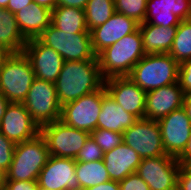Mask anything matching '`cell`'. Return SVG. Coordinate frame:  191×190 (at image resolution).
<instances>
[{
    "mask_svg": "<svg viewBox=\"0 0 191 190\" xmlns=\"http://www.w3.org/2000/svg\"><path fill=\"white\" fill-rule=\"evenodd\" d=\"M91 138L105 153L123 143V133L106 129H95L90 133Z\"/></svg>",
    "mask_w": 191,
    "mask_h": 190,
    "instance_id": "cell-30",
    "label": "cell"
},
{
    "mask_svg": "<svg viewBox=\"0 0 191 190\" xmlns=\"http://www.w3.org/2000/svg\"><path fill=\"white\" fill-rule=\"evenodd\" d=\"M180 164L176 157L168 154L143 158L136 173L145 181L150 190H177Z\"/></svg>",
    "mask_w": 191,
    "mask_h": 190,
    "instance_id": "cell-10",
    "label": "cell"
},
{
    "mask_svg": "<svg viewBox=\"0 0 191 190\" xmlns=\"http://www.w3.org/2000/svg\"><path fill=\"white\" fill-rule=\"evenodd\" d=\"M103 156L104 152L102 149L91 138V136H89L74 160L76 162H93L103 160Z\"/></svg>",
    "mask_w": 191,
    "mask_h": 190,
    "instance_id": "cell-31",
    "label": "cell"
},
{
    "mask_svg": "<svg viewBox=\"0 0 191 190\" xmlns=\"http://www.w3.org/2000/svg\"><path fill=\"white\" fill-rule=\"evenodd\" d=\"M137 120L133 114L125 111L109 96L105 86L102 87V105L97 122V129L123 133Z\"/></svg>",
    "mask_w": 191,
    "mask_h": 190,
    "instance_id": "cell-21",
    "label": "cell"
},
{
    "mask_svg": "<svg viewBox=\"0 0 191 190\" xmlns=\"http://www.w3.org/2000/svg\"><path fill=\"white\" fill-rule=\"evenodd\" d=\"M179 63L170 54H146L127 76L142 90L168 86L178 82Z\"/></svg>",
    "mask_w": 191,
    "mask_h": 190,
    "instance_id": "cell-3",
    "label": "cell"
},
{
    "mask_svg": "<svg viewBox=\"0 0 191 190\" xmlns=\"http://www.w3.org/2000/svg\"><path fill=\"white\" fill-rule=\"evenodd\" d=\"M49 156L46 141L40 133L30 140L16 143L5 180H37Z\"/></svg>",
    "mask_w": 191,
    "mask_h": 190,
    "instance_id": "cell-4",
    "label": "cell"
},
{
    "mask_svg": "<svg viewBox=\"0 0 191 190\" xmlns=\"http://www.w3.org/2000/svg\"><path fill=\"white\" fill-rule=\"evenodd\" d=\"M29 59L35 78L55 82L65 60L51 47L43 44L38 38L29 39L23 49Z\"/></svg>",
    "mask_w": 191,
    "mask_h": 190,
    "instance_id": "cell-15",
    "label": "cell"
},
{
    "mask_svg": "<svg viewBox=\"0 0 191 190\" xmlns=\"http://www.w3.org/2000/svg\"><path fill=\"white\" fill-rule=\"evenodd\" d=\"M84 190H120V186L117 181L110 180L108 182L92 186Z\"/></svg>",
    "mask_w": 191,
    "mask_h": 190,
    "instance_id": "cell-40",
    "label": "cell"
},
{
    "mask_svg": "<svg viewBox=\"0 0 191 190\" xmlns=\"http://www.w3.org/2000/svg\"><path fill=\"white\" fill-rule=\"evenodd\" d=\"M23 104L40 128L61 118L62 106L53 82L35 78Z\"/></svg>",
    "mask_w": 191,
    "mask_h": 190,
    "instance_id": "cell-7",
    "label": "cell"
},
{
    "mask_svg": "<svg viewBox=\"0 0 191 190\" xmlns=\"http://www.w3.org/2000/svg\"><path fill=\"white\" fill-rule=\"evenodd\" d=\"M101 105L102 88L64 104L61 108L60 120L73 128L91 133L97 129Z\"/></svg>",
    "mask_w": 191,
    "mask_h": 190,
    "instance_id": "cell-11",
    "label": "cell"
},
{
    "mask_svg": "<svg viewBox=\"0 0 191 190\" xmlns=\"http://www.w3.org/2000/svg\"><path fill=\"white\" fill-rule=\"evenodd\" d=\"M76 161L73 158L50 155L40 171L37 183L40 189L81 190L75 174Z\"/></svg>",
    "mask_w": 191,
    "mask_h": 190,
    "instance_id": "cell-12",
    "label": "cell"
},
{
    "mask_svg": "<svg viewBox=\"0 0 191 190\" xmlns=\"http://www.w3.org/2000/svg\"><path fill=\"white\" fill-rule=\"evenodd\" d=\"M14 150L15 143L12 140L7 139L0 132V169L5 173L10 168L11 162L13 160Z\"/></svg>",
    "mask_w": 191,
    "mask_h": 190,
    "instance_id": "cell-32",
    "label": "cell"
},
{
    "mask_svg": "<svg viewBox=\"0 0 191 190\" xmlns=\"http://www.w3.org/2000/svg\"><path fill=\"white\" fill-rule=\"evenodd\" d=\"M32 2V0H9L6 9L13 14H16L19 10L31 5Z\"/></svg>",
    "mask_w": 191,
    "mask_h": 190,
    "instance_id": "cell-37",
    "label": "cell"
},
{
    "mask_svg": "<svg viewBox=\"0 0 191 190\" xmlns=\"http://www.w3.org/2000/svg\"><path fill=\"white\" fill-rule=\"evenodd\" d=\"M123 142L142 159L165 155L161 130L157 121L138 119L123 132Z\"/></svg>",
    "mask_w": 191,
    "mask_h": 190,
    "instance_id": "cell-9",
    "label": "cell"
},
{
    "mask_svg": "<svg viewBox=\"0 0 191 190\" xmlns=\"http://www.w3.org/2000/svg\"><path fill=\"white\" fill-rule=\"evenodd\" d=\"M37 38L57 51L65 61L97 59L92 49L90 32L70 34L50 24Z\"/></svg>",
    "mask_w": 191,
    "mask_h": 190,
    "instance_id": "cell-6",
    "label": "cell"
},
{
    "mask_svg": "<svg viewBox=\"0 0 191 190\" xmlns=\"http://www.w3.org/2000/svg\"><path fill=\"white\" fill-rule=\"evenodd\" d=\"M6 178V173L0 169V190H2Z\"/></svg>",
    "mask_w": 191,
    "mask_h": 190,
    "instance_id": "cell-45",
    "label": "cell"
},
{
    "mask_svg": "<svg viewBox=\"0 0 191 190\" xmlns=\"http://www.w3.org/2000/svg\"><path fill=\"white\" fill-rule=\"evenodd\" d=\"M171 57L181 63L191 59V21H181L177 27L172 47L169 51Z\"/></svg>",
    "mask_w": 191,
    "mask_h": 190,
    "instance_id": "cell-28",
    "label": "cell"
},
{
    "mask_svg": "<svg viewBox=\"0 0 191 190\" xmlns=\"http://www.w3.org/2000/svg\"><path fill=\"white\" fill-rule=\"evenodd\" d=\"M51 24L70 34L89 32L84 9L60 6L52 10Z\"/></svg>",
    "mask_w": 191,
    "mask_h": 190,
    "instance_id": "cell-24",
    "label": "cell"
},
{
    "mask_svg": "<svg viewBox=\"0 0 191 190\" xmlns=\"http://www.w3.org/2000/svg\"><path fill=\"white\" fill-rule=\"evenodd\" d=\"M109 96L137 119L145 118L146 92L127 76L104 80Z\"/></svg>",
    "mask_w": 191,
    "mask_h": 190,
    "instance_id": "cell-14",
    "label": "cell"
},
{
    "mask_svg": "<svg viewBox=\"0 0 191 190\" xmlns=\"http://www.w3.org/2000/svg\"><path fill=\"white\" fill-rule=\"evenodd\" d=\"M98 59L65 61L54 82L59 104L77 100L104 86Z\"/></svg>",
    "mask_w": 191,
    "mask_h": 190,
    "instance_id": "cell-1",
    "label": "cell"
},
{
    "mask_svg": "<svg viewBox=\"0 0 191 190\" xmlns=\"http://www.w3.org/2000/svg\"><path fill=\"white\" fill-rule=\"evenodd\" d=\"M34 79L35 73L25 54L11 53L0 70V92L10 103H23Z\"/></svg>",
    "mask_w": 191,
    "mask_h": 190,
    "instance_id": "cell-5",
    "label": "cell"
},
{
    "mask_svg": "<svg viewBox=\"0 0 191 190\" xmlns=\"http://www.w3.org/2000/svg\"><path fill=\"white\" fill-rule=\"evenodd\" d=\"M178 83L185 95L191 92V59L179 64Z\"/></svg>",
    "mask_w": 191,
    "mask_h": 190,
    "instance_id": "cell-33",
    "label": "cell"
},
{
    "mask_svg": "<svg viewBox=\"0 0 191 190\" xmlns=\"http://www.w3.org/2000/svg\"><path fill=\"white\" fill-rule=\"evenodd\" d=\"M33 2H36L38 5L44 6L51 11L56 7L57 0H32Z\"/></svg>",
    "mask_w": 191,
    "mask_h": 190,
    "instance_id": "cell-43",
    "label": "cell"
},
{
    "mask_svg": "<svg viewBox=\"0 0 191 190\" xmlns=\"http://www.w3.org/2000/svg\"><path fill=\"white\" fill-rule=\"evenodd\" d=\"M139 24L135 19L115 12L106 23L90 31L94 53L97 55L125 35L135 32L139 28Z\"/></svg>",
    "mask_w": 191,
    "mask_h": 190,
    "instance_id": "cell-18",
    "label": "cell"
},
{
    "mask_svg": "<svg viewBox=\"0 0 191 190\" xmlns=\"http://www.w3.org/2000/svg\"><path fill=\"white\" fill-rule=\"evenodd\" d=\"M118 183L120 190H150L149 186L136 172L129 174Z\"/></svg>",
    "mask_w": 191,
    "mask_h": 190,
    "instance_id": "cell-34",
    "label": "cell"
},
{
    "mask_svg": "<svg viewBox=\"0 0 191 190\" xmlns=\"http://www.w3.org/2000/svg\"><path fill=\"white\" fill-rule=\"evenodd\" d=\"M40 134L46 141L49 155L73 159L90 136L89 132L73 128L60 119L41 127Z\"/></svg>",
    "mask_w": 191,
    "mask_h": 190,
    "instance_id": "cell-8",
    "label": "cell"
},
{
    "mask_svg": "<svg viewBox=\"0 0 191 190\" xmlns=\"http://www.w3.org/2000/svg\"><path fill=\"white\" fill-rule=\"evenodd\" d=\"M178 26L163 27L149 23H140L139 30L142 37L145 54L169 53Z\"/></svg>",
    "mask_w": 191,
    "mask_h": 190,
    "instance_id": "cell-23",
    "label": "cell"
},
{
    "mask_svg": "<svg viewBox=\"0 0 191 190\" xmlns=\"http://www.w3.org/2000/svg\"><path fill=\"white\" fill-rule=\"evenodd\" d=\"M9 101L6 97H4L2 95V93L0 92V124H1V121H2V118L5 114V111H6V108L7 106L9 105Z\"/></svg>",
    "mask_w": 191,
    "mask_h": 190,
    "instance_id": "cell-42",
    "label": "cell"
},
{
    "mask_svg": "<svg viewBox=\"0 0 191 190\" xmlns=\"http://www.w3.org/2000/svg\"><path fill=\"white\" fill-rule=\"evenodd\" d=\"M84 12L90 32L95 27L106 23L116 12L114 0H88Z\"/></svg>",
    "mask_w": 191,
    "mask_h": 190,
    "instance_id": "cell-27",
    "label": "cell"
},
{
    "mask_svg": "<svg viewBox=\"0 0 191 190\" xmlns=\"http://www.w3.org/2000/svg\"><path fill=\"white\" fill-rule=\"evenodd\" d=\"M166 154L178 157L185 149L191 132V120L183 107L157 121Z\"/></svg>",
    "mask_w": 191,
    "mask_h": 190,
    "instance_id": "cell-13",
    "label": "cell"
},
{
    "mask_svg": "<svg viewBox=\"0 0 191 190\" xmlns=\"http://www.w3.org/2000/svg\"><path fill=\"white\" fill-rule=\"evenodd\" d=\"M0 132L16 144L36 137L40 127L23 103H9L0 124Z\"/></svg>",
    "mask_w": 191,
    "mask_h": 190,
    "instance_id": "cell-16",
    "label": "cell"
},
{
    "mask_svg": "<svg viewBox=\"0 0 191 190\" xmlns=\"http://www.w3.org/2000/svg\"><path fill=\"white\" fill-rule=\"evenodd\" d=\"M177 190H191V167L180 164L177 175Z\"/></svg>",
    "mask_w": 191,
    "mask_h": 190,
    "instance_id": "cell-36",
    "label": "cell"
},
{
    "mask_svg": "<svg viewBox=\"0 0 191 190\" xmlns=\"http://www.w3.org/2000/svg\"><path fill=\"white\" fill-rule=\"evenodd\" d=\"M11 55V52L5 47L0 45V70L3 66L4 61Z\"/></svg>",
    "mask_w": 191,
    "mask_h": 190,
    "instance_id": "cell-44",
    "label": "cell"
},
{
    "mask_svg": "<svg viewBox=\"0 0 191 190\" xmlns=\"http://www.w3.org/2000/svg\"><path fill=\"white\" fill-rule=\"evenodd\" d=\"M142 158L124 142L104 153L103 162L113 181L120 182L129 174L135 173Z\"/></svg>",
    "mask_w": 191,
    "mask_h": 190,
    "instance_id": "cell-20",
    "label": "cell"
},
{
    "mask_svg": "<svg viewBox=\"0 0 191 190\" xmlns=\"http://www.w3.org/2000/svg\"><path fill=\"white\" fill-rule=\"evenodd\" d=\"M115 11L143 23L146 16L147 0H114Z\"/></svg>",
    "mask_w": 191,
    "mask_h": 190,
    "instance_id": "cell-29",
    "label": "cell"
},
{
    "mask_svg": "<svg viewBox=\"0 0 191 190\" xmlns=\"http://www.w3.org/2000/svg\"><path fill=\"white\" fill-rule=\"evenodd\" d=\"M87 2L88 0H57L56 7L66 6L84 9Z\"/></svg>",
    "mask_w": 191,
    "mask_h": 190,
    "instance_id": "cell-39",
    "label": "cell"
},
{
    "mask_svg": "<svg viewBox=\"0 0 191 190\" xmlns=\"http://www.w3.org/2000/svg\"><path fill=\"white\" fill-rule=\"evenodd\" d=\"M182 107L187 117L191 120V92L185 95Z\"/></svg>",
    "mask_w": 191,
    "mask_h": 190,
    "instance_id": "cell-41",
    "label": "cell"
},
{
    "mask_svg": "<svg viewBox=\"0 0 191 190\" xmlns=\"http://www.w3.org/2000/svg\"><path fill=\"white\" fill-rule=\"evenodd\" d=\"M9 0H0V9H6Z\"/></svg>",
    "mask_w": 191,
    "mask_h": 190,
    "instance_id": "cell-46",
    "label": "cell"
},
{
    "mask_svg": "<svg viewBox=\"0 0 191 190\" xmlns=\"http://www.w3.org/2000/svg\"><path fill=\"white\" fill-rule=\"evenodd\" d=\"M37 180H5L2 190H39Z\"/></svg>",
    "mask_w": 191,
    "mask_h": 190,
    "instance_id": "cell-35",
    "label": "cell"
},
{
    "mask_svg": "<svg viewBox=\"0 0 191 190\" xmlns=\"http://www.w3.org/2000/svg\"><path fill=\"white\" fill-rule=\"evenodd\" d=\"M27 41L20 32L15 14L7 9H0V45L11 53H21Z\"/></svg>",
    "mask_w": 191,
    "mask_h": 190,
    "instance_id": "cell-25",
    "label": "cell"
},
{
    "mask_svg": "<svg viewBox=\"0 0 191 190\" xmlns=\"http://www.w3.org/2000/svg\"><path fill=\"white\" fill-rule=\"evenodd\" d=\"M15 16L20 32L29 40L37 38L51 24L52 11L32 2L19 10Z\"/></svg>",
    "mask_w": 191,
    "mask_h": 190,
    "instance_id": "cell-22",
    "label": "cell"
},
{
    "mask_svg": "<svg viewBox=\"0 0 191 190\" xmlns=\"http://www.w3.org/2000/svg\"><path fill=\"white\" fill-rule=\"evenodd\" d=\"M75 174L81 190L110 181L103 160L76 162Z\"/></svg>",
    "mask_w": 191,
    "mask_h": 190,
    "instance_id": "cell-26",
    "label": "cell"
},
{
    "mask_svg": "<svg viewBox=\"0 0 191 190\" xmlns=\"http://www.w3.org/2000/svg\"><path fill=\"white\" fill-rule=\"evenodd\" d=\"M177 160L181 164H185V165L191 164V132H190V137L187 142V145H186L184 151L177 157Z\"/></svg>",
    "mask_w": 191,
    "mask_h": 190,
    "instance_id": "cell-38",
    "label": "cell"
},
{
    "mask_svg": "<svg viewBox=\"0 0 191 190\" xmlns=\"http://www.w3.org/2000/svg\"><path fill=\"white\" fill-rule=\"evenodd\" d=\"M185 94L179 83L146 92L145 118L158 121L173 110L181 108Z\"/></svg>",
    "mask_w": 191,
    "mask_h": 190,
    "instance_id": "cell-19",
    "label": "cell"
},
{
    "mask_svg": "<svg viewBox=\"0 0 191 190\" xmlns=\"http://www.w3.org/2000/svg\"><path fill=\"white\" fill-rule=\"evenodd\" d=\"M139 28L106 47L96 56L104 79L128 76L132 68L145 56Z\"/></svg>",
    "mask_w": 191,
    "mask_h": 190,
    "instance_id": "cell-2",
    "label": "cell"
},
{
    "mask_svg": "<svg viewBox=\"0 0 191 190\" xmlns=\"http://www.w3.org/2000/svg\"><path fill=\"white\" fill-rule=\"evenodd\" d=\"M190 15L191 0H147L143 23L168 28L189 20Z\"/></svg>",
    "mask_w": 191,
    "mask_h": 190,
    "instance_id": "cell-17",
    "label": "cell"
}]
</instances>
